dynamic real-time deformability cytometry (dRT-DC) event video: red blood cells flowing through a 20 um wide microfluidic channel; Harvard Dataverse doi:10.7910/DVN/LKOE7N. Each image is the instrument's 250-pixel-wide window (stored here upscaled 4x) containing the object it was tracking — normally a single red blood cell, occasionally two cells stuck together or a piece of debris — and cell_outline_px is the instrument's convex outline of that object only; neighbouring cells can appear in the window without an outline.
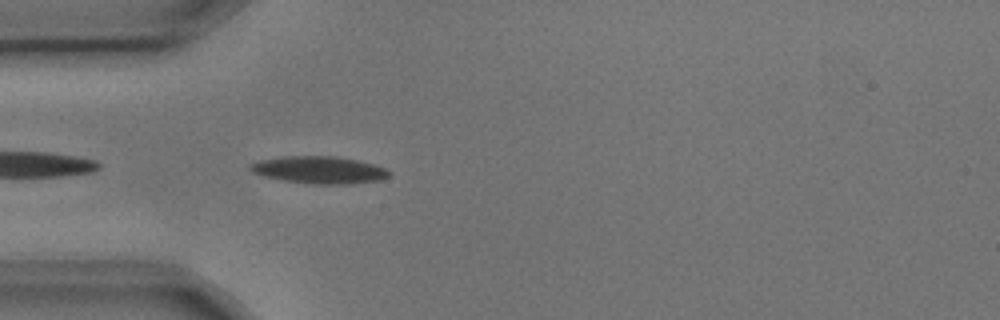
{"species": "common noctule bat (a hibernating species)", "species_latin": "Nyctalus noctula", "temperature_condition": "cold", "stored_images_in_passage": 2, "camera_frame_rate_fps": 3000, "um_per_image_px": 0.085, "animal": {"sex": "male", "body_mass_g": 17.9, "forearm_length_mm": 54.2}, "frame": {"image": 1, "passage_image": 2, "time_ms": 0.333, "image_size_px": [1000, 320], "cell_outline_px": [[392, 172], [388, 176], [380, 180], [352, 184], [312, 184], [280, 180], [264, 176], [252, 172], [248, 168], [248, 164], [260, 160], [280, 156], [336, 156], [376, 164], [388, 168]], "centroid_in_image_um": [27.14, 14.44], "position_along_channel_um": 57.9, "area_um2": 22.43}}